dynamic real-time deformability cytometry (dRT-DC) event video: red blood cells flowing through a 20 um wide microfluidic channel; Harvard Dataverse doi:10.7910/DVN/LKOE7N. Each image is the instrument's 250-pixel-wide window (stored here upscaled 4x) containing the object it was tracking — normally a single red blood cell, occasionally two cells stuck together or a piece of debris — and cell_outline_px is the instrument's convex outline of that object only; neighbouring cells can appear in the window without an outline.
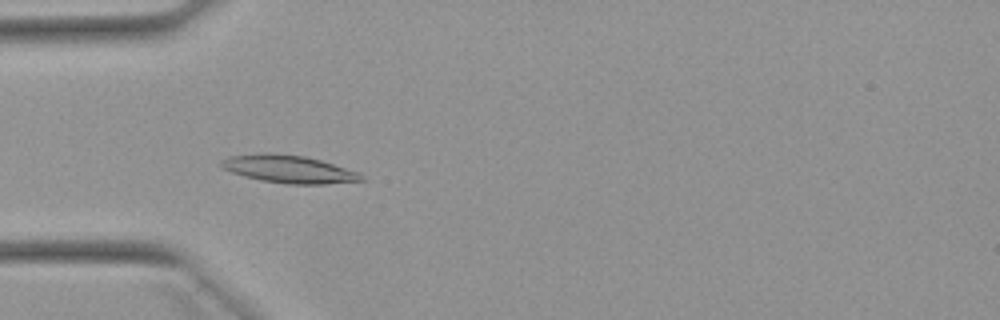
{"species": "Egyptian fruit bat (a non-hibernating species)", "species_latin": "Rousettus aegyptiacus", "temperature_condition": "warm", "stored_images_in_passage": 28, "camera_frame_rate_fps": 3000, "um_per_image_px": 0.085, "animal": {"sex": "female"}, "frame": {"image": 1, "passage_image": 5, "time_ms": 1.333, "image_size_px": [1000, 320], "cell_outline_px": [[368, 180], [324, 184], [288, 184], [260, 180], [244, 176], [232, 172], [224, 168], [220, 164], [220, 160], [228, 156], [260, 152], [272, 152], [304, 156], [320, 160], [360, 172]], "centroid_in_image_um": [24.56, 14.36], "position_along_channel_um": 60.4, "area_um2": 22.89}}
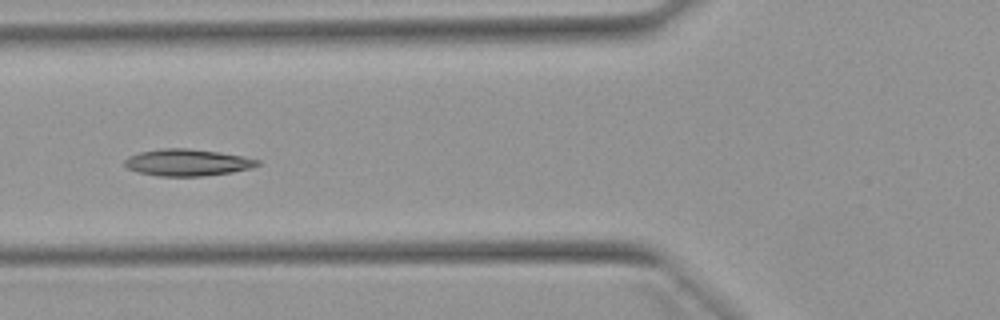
{"frame": {"image": 2, "passage_image": 9, "time_ms": 2.667, "image_size_px": [1000, 320], "cell_outline_px": [[260, 164], [252, 168], [232, 172], [204, 176], [156, 176], [136, 172], [128, 168], [124, 164], [124, 160], [128, 156], [140, 152], [160, 148], [188, 148], [220, 152], [244, 156], [260, 160]], "centroid_in_image_um": [15.92, 13.81], "position_along_channel_um": 109.9, "area_um2": 20.98}}